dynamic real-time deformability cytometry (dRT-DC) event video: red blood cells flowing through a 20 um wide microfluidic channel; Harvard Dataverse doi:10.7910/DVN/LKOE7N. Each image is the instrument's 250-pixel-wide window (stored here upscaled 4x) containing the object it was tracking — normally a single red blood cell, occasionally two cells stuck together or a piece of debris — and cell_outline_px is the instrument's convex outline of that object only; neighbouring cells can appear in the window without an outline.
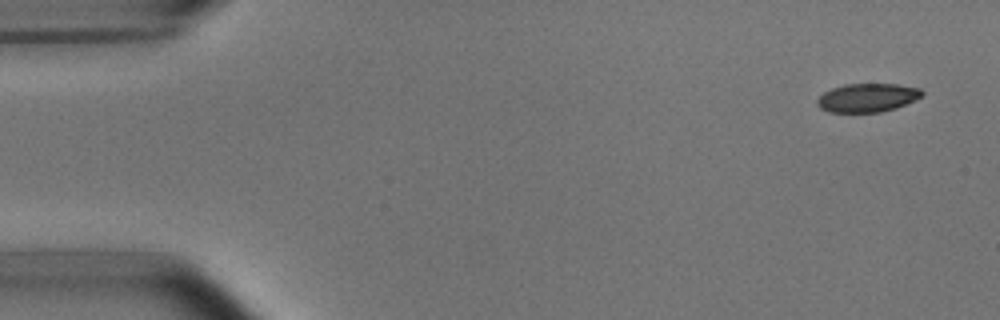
{"species": "common noctule bat (a hibernating species)", "species_latin": "Nyctalus noctula", "temperature_condition": "room temperature", "stored_images_in_passage": 5, "camera_frame_rate_fps": 3000, "um_per_image_px": 0.085, "animal": {"sex": "male", "body_mass_g": 15.6}, "frame": {"image": 1, "passage_image": 1, "time_ms": 0.0, "image_size_px": [1000, 320], "cell_outline_px": [[924, 96], [896, 108], [880, 112], [828, 112], [820, 108], [816, 104], [816, 100], [824, 92], [832, 88], [844, 84], [896, 84], [920, 88], [924, 92]], "centroid_in_image_um": [73.73, 8.3], "position_along_channel_um": 11.3, "area_um2": 17.57}}
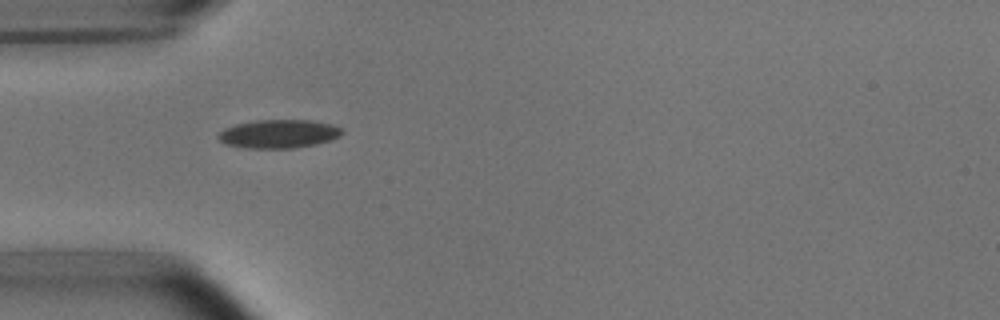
{"frame": {"image": 2, "passage_image": 4, "time_ms": 1.0, "image_size_px": [1000, 320], "cell_outline_px": [[344, 132], [340, 136], [316, 144], [292, 148], [244, 148], [228, 144], [220, 140], [216, 136], [224, 128], [236, 124], [256, 120], [312, 120], [332, 124], [340, 128]], "centroid_in_image_um": [23.69, 11.37], "position_along_channel_um": 61.3, "area_um2": 20.46}}